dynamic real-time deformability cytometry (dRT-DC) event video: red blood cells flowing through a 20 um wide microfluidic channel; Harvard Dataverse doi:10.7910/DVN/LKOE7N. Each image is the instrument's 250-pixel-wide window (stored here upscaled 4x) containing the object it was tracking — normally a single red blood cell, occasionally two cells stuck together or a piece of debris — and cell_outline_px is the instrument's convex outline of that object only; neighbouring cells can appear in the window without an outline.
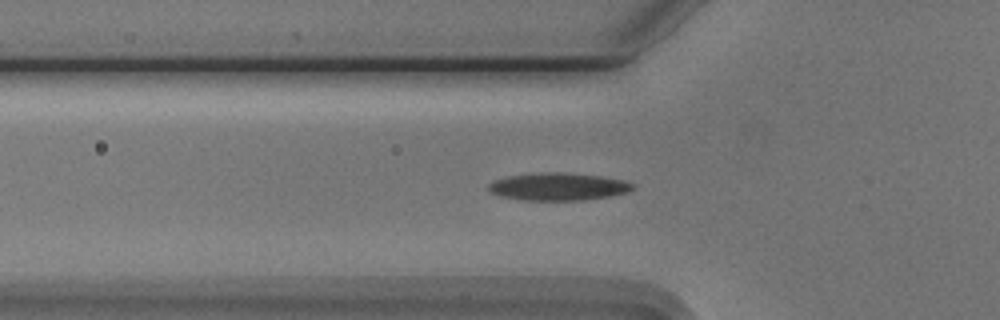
{"species": "Egyptian fruit bat (a non-hibernating species)", "species_latin": "Rousettus aegyptiacus", "temperature_condition": "cold", "stored_images_in_passage": 38, "camera_frame_rate_fps": 3000, "um_per_image_px": 0.085, "animal": {"sex": "male"}, "frame": {"image": 1, "passage_image": 8, "time_ms": 2.333, "image_size_px": [1000, 320], "cell_outline_px": [[636, 188], [628, 192], [608, 196], [584, 200], [524, 200], [500, 196], [488, 192], [488, 184], [496, 180], [508, 176], [540, 172], [564, 172], [600, 176], [624, 180], [636, 184]], "centroid_in_image_um": [47.47, 15.86], "position_along_channel_um": 78.3, "area_um2": 23.29}}
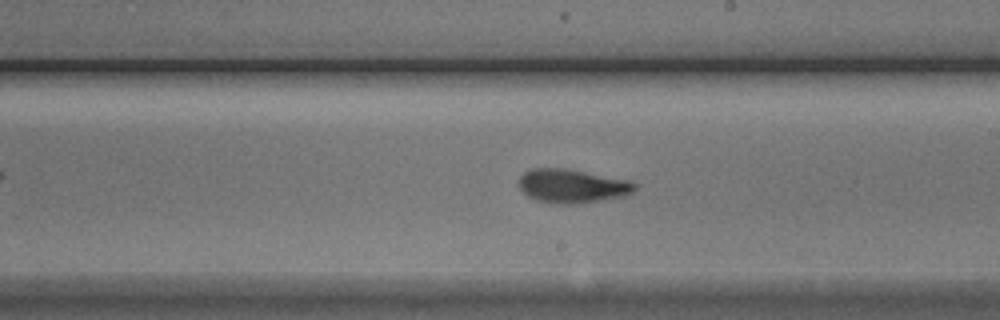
{"frame": {"image": 2, "passage_image": 21, "time_ms": 6.667, "image_size_px": [1000, 320], "cell_outline_px": [[636, 188], [632, 192], [624, 196], [576, 204], [560, 204], [536, 200], [528, 196], [520, 188], [520, 176], [524, 172], [532, 168], [564, 168], [632, 180], [636, 184]], "centroid_in_image_um": [48.66, 15.8], "position_along_channel_um": 240.3, "area_um2": 22.77}}
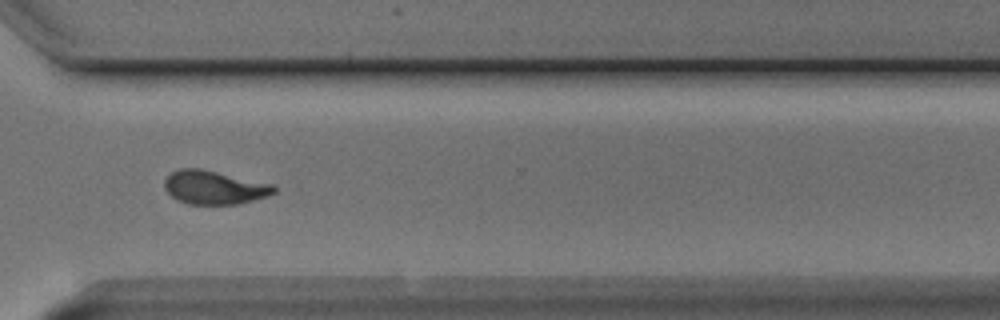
{"frame": {"image": 3, "passage_image": 30, "time_ms": 9.667, "image_size_px": [1000, 320], "cell_outline_px": [[276, 192], [268, 196], [236, 204], [188, 204], [176, 200], [164, 188], [164, 180], [172, 172], [180, 168], [200, 168], [272, 184], [276, 188]], "centroid_in_image_um": [18.19, 15.93], "position_along_channel_um": 352.4, "area_um2": 21.33}, "authors_computed_cell_mechanics": {"area_um2": 21.8773, "velocity_mm_per_s": 3.7352, "shape_relaxation_time_tau1_ms": 3.8178, "shape_relaxation_time_tau2_ms": 1.7712, "deformation_change_tau1": 0.1568, "deformation_change_tau2": 0.0849}}